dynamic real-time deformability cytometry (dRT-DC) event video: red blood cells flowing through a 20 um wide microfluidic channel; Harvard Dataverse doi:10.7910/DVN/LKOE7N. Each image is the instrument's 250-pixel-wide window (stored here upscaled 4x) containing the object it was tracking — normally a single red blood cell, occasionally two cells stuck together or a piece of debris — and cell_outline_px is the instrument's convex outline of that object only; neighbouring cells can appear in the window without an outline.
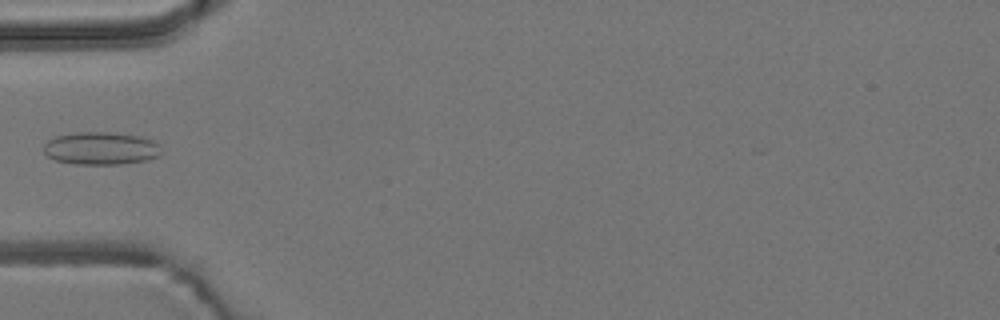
{"species": "common noctule bat (a hibernating species)", "species_latin": "Nyctalus noctula", "temperature_condition": "room temperature", "stored_images_in_passage": 3, "camera_frame_rate_fps": 3000, "um_per_image_px": 0.085, "animal": {"sex": "male", "body_mass_g": 19.2, "forearm_length_mm": 51.8}, "frame": {"image": 1, "passage_image": 3, "time_ms": 0.667, "image_size_px": [1000, 320], "cell_outline_px": [[160, 156], [148, 160], [120, 164], [76, 164], [56, 160], [48, 156], [44, 152], [44, 144], [48, 140], [56, 136], [72, 132], [112, 132], [140, 136], [152, 140], [160, 144]], "centroid_in_image_um": [8.59, 12.6], "position_along_channel_um": 76.4, "area_um2": 22.6}}